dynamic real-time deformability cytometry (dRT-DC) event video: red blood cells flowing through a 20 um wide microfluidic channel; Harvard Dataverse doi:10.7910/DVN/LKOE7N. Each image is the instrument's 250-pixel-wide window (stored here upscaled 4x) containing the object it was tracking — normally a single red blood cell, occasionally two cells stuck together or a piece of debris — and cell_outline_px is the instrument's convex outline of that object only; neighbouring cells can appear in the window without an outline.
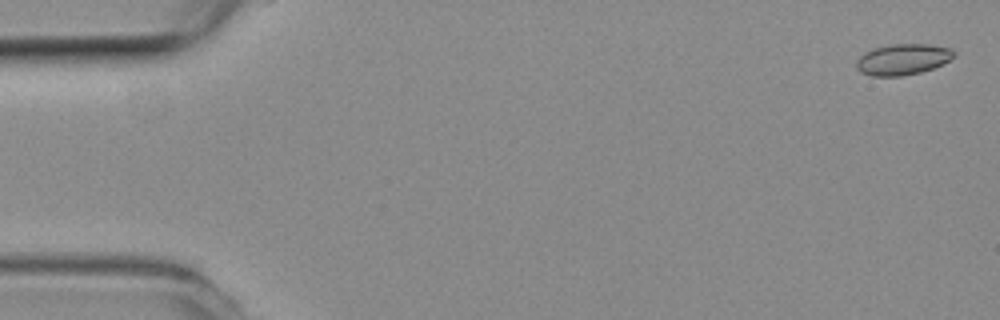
{"species": "common noctule bat (a hibernating species)", "species_latin": "Nyctalus noctula", "temperature_condition": "room temperature", "stored_images_in_passage": 42, "camera_frame_rate_fps": 3000, "um_per_image_px": 0.085, "animal": {"sex": "female", "body_mass_g": 19.3, "forearm_length_mm": 54.1}, "frame": {"image": 1, "passage_image": 1, "time_ms": 0.0, "image_size_px": [1000, 320], "cell_outline_px": [[956, 52], [948, 60], [932, 68], [920, 72], [900, 76], [872, 76], [860, 72], [856, 68], [856, 60], [860, 56], [876, 48], [892, 44], [924, 44], [952, 48]], "centroid_in_image_um": [76.71, 5.05], "position_along_channel_um": 8.3, "area_um2": 17.28}}
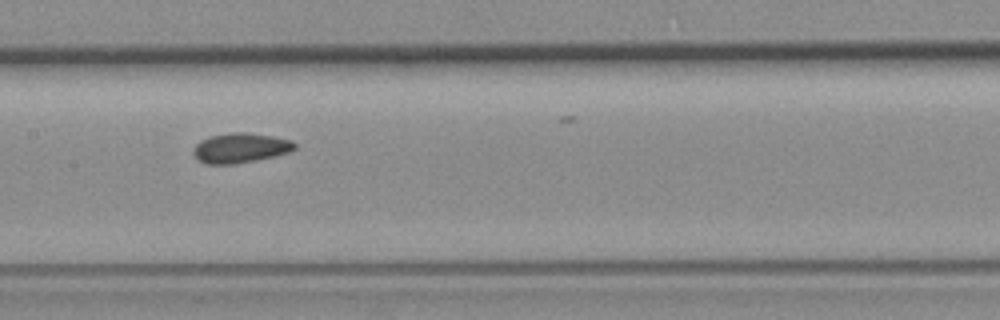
{"frame": {"image": 2, "passage_image": 26, "time_ms": 8.333, "image_size_px": [1000, 320], "cell_outline_px": [[296, 148], [288, 152], [256, 160], [236, 164], [204, 164], [192, 152], [192, 148], [200, 140], [208, 136], [232, 132], [244, 132], [272, 136], [292, 140], [296, 144]], "centroid_in_image_um": [20.4, 12.57], "position_along_channel_um": 187.0, "area_um2": 17.63}}
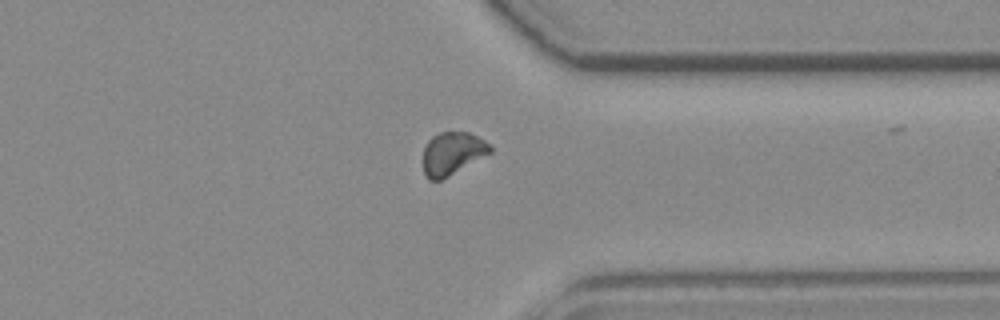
{"frame": {"image": 3, "passage_image": 41, "time_ms": 13.333, "image_size_px": [1000, 320], "cell_outline_px": [[492, 152], [448, 176], [440, 180], [428, 180], [424, 172], [424, 148], [428, 140], [432, 136], [440, 132], [468, 132], [484, 140], [492, 148]], "centroid_in_image_um": [38.44, 13.03], "position_along_channel_um": 373.0, "area_um2": 16.47}}